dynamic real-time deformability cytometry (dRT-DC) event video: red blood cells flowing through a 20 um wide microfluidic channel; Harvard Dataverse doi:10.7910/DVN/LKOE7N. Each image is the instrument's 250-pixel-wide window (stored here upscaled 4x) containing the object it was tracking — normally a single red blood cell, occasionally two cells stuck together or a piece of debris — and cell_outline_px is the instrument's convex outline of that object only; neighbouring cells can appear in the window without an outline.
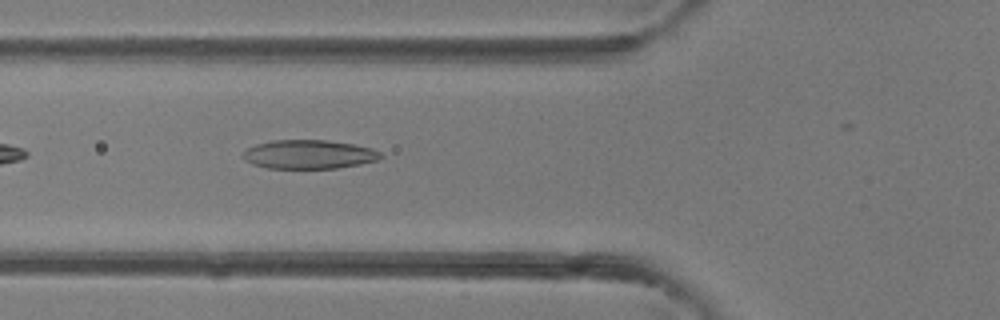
{"species": "common noctule bat (a hibernating species)", "species_latin": "Nyctalus noctula", "temperature_condition": "room temperature", "stored_images_in_passage": 27, "camera_frame_rate_fps": 3000, "um_per_image_px": 0.085, "animal": {"sex": "female"}, "frame": {"image": 1, "passage_image": 15, "time_ms": 4.667, "image_size_px": [1000, 320], "cell_outline_px": [[384, 156], [380, 160], [360, 164], [336, 168], [268, 168], [252, 164], [244, 160], [244, 152], [248, 148], [256, 144], [272, 140], [328, 140], [356, 144], [372, 148], [380, 152]], "centroid_in_image_um": [26.31, 13.11], "position_along_channel_um": 99.5, "area_um2": 23.29}}
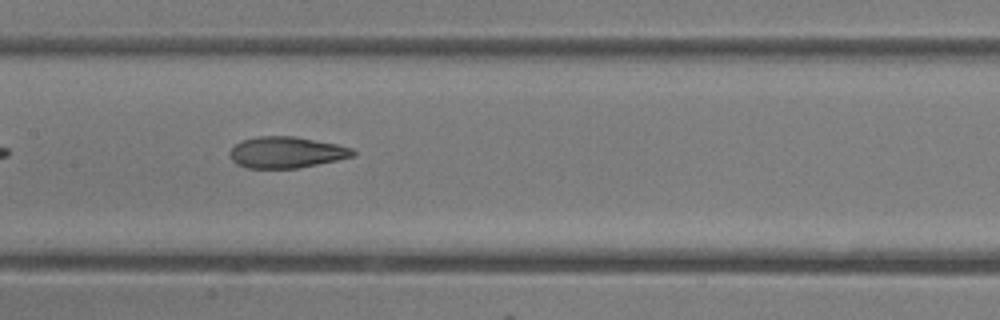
{"frame": {"image": 2, "passage_image": 20, "time_ms": 6.333, "image_size_px": [1000, 320], "cell_outline_px": [[356, 156], [296, 168], [248, 168], [236, 164], [232, 160], [228, 152], [236, 144], [244, 140], [256, 136], [296, 136], [336, 144], [352, 148], [356, 152]], "centroid_in_image_um": [24.34, 12.94], "position_along_channel_um": 183.1, "area_um2": 22.37}}
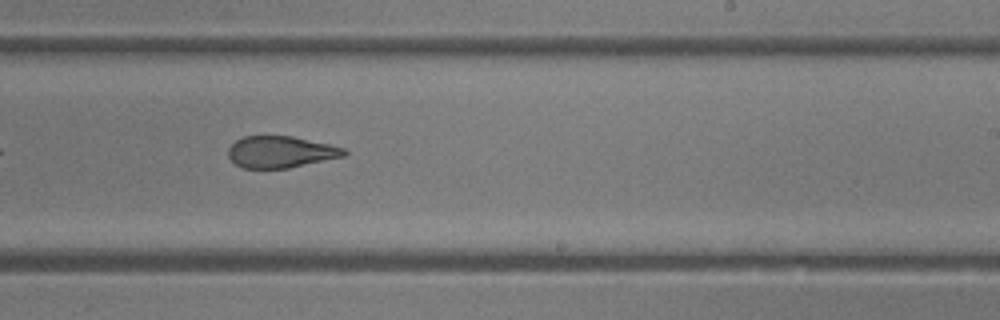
{"frame": {"image": 3, "passage_image": 25, "time_ms": 8.0, "image_size_px": [1000, 320], "cell_outline_px": [[348, 152], [344, 156], [288, 168], [244, 168], [236, 164], [228, 156], [228, 148], [236, 140], [244, 136], [292, 136], [328, 144], [344, 148]], "centroid_in_image_um": [23.84, 12.91], "position_along_channel_um": 265.2, "area_um2": 21.15}}